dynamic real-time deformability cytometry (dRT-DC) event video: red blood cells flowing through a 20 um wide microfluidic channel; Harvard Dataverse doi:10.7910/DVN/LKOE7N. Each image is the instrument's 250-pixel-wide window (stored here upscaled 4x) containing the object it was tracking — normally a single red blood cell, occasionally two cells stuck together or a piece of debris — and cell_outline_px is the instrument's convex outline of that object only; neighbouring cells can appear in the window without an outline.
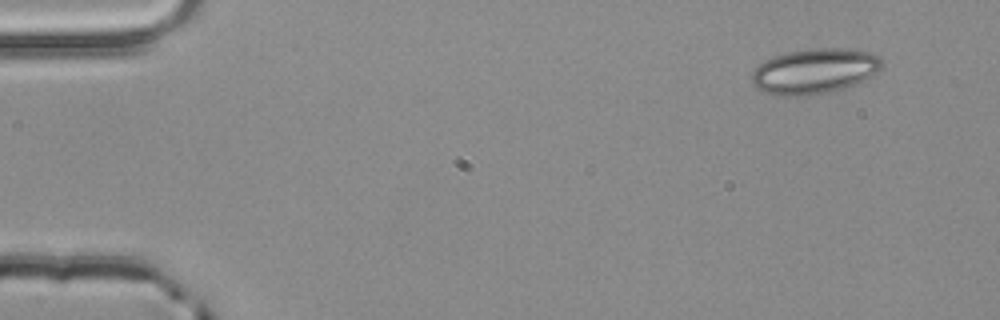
{"species": "common noctule bat (a hibernating species)", "species_latin": "Nyctalus noctula", "temperature_condition": "room temperature", "stored_images_in_passage": 4, "camera_frame_rate_fps": 3000, "um_per_image_px": 0.085, "animal": {"sex": "male", "body_mass_g": 20.4}, "frame": {"image": 1, "passage_image": 4, "time_ms": 1.0, "image_size_px": [1000, 320], "cell_outline_px": [[884, 64], [876, 72], [856, 84], [844, 88], [828, 92], [808, 96], [780, 96], [764, 92], [756, 88], [748, 80], [748, 76], [764, 60], [772, 56], [788, 52], [812, 48], [844, 48], [872, 52], [880, 56], [884, 60]], "centroid_in_image_um": [69.2, 6.05], "position_along_channel_um": 15.8, "area_um2": 34.85}}